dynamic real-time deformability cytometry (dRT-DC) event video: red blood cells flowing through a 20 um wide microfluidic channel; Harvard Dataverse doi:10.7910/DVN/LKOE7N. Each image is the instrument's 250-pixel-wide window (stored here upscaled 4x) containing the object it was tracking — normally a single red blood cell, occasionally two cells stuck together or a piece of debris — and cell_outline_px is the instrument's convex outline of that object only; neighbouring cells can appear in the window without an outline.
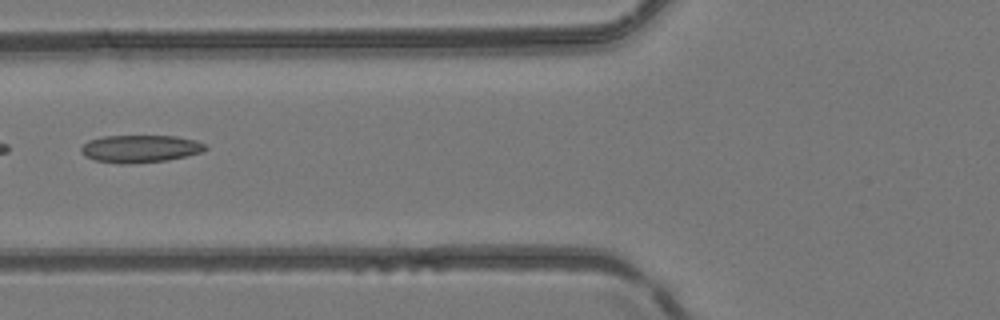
{"species": "common noctule bat (a hibernating species)", "species_latin": "Nyctalus noctula", "temperature_condition": "room temperature", "stored_images_in_passage": 5, "camera_frame_rate_fps": 3000, "um_per_image_px": 0.085, "animal": {"sex": "female", "body_mass_g": 24.6, "forearm_length_mm": 56.2}, "frame": {"image": 1, "passage_image": 5, "time_ms": 6.0, "image_size_px": [1000, 320], "cell_outline_px": [[208, 148], [204, 152], [168, 160], [128, 164], [120, 164], [96, 160], [84, 156], [80, 152], [80, 148], [88, 140], [104, 136], [176, 136], [196, 140], [204, 144]], "centroid_in_image_um": [11.92, 12.64], "position_along_channel_um": 113.9, "area_um2": 20.06}}